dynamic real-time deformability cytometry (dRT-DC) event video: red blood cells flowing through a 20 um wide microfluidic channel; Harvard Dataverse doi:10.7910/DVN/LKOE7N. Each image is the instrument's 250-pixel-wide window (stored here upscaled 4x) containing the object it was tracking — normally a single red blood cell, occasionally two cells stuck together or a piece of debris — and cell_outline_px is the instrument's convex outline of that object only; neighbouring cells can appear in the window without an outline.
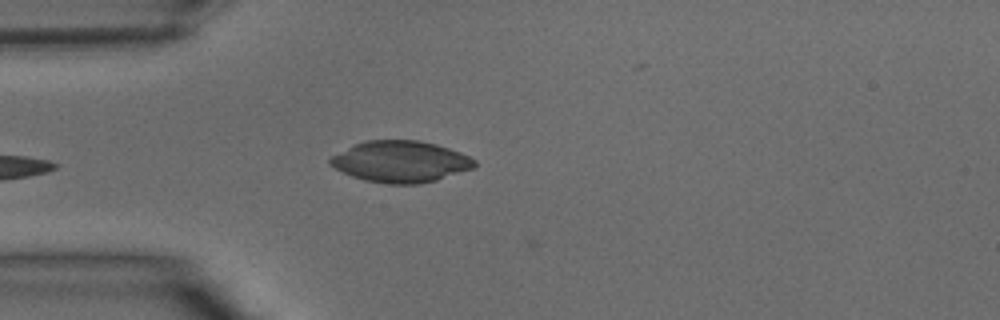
{"species": "common noctule bat (a hibernating species)", "species_latin": "Nyctalus noctula", "temperature_condition": "warm", "stored_images_in_passage": 6, "camera_frame_rate_fps": 3000, "um_per_image_px": 0.085, "animal": {"sex": "male", "body_mass_g": 15.6}, "frame": {"image": 1, "passage_image": 5, "time_ms": 1.333, "image_size_px": [1000, 320], "cell_outline_px": [[476, 164], [472, 168], [436, 180], [420, 184], [388, 184], [364, 180], [352, 176], [328, 164], [328, 160], [332, 156], [352, 144], [364, 140], [420, 140], [436, 144], [460, 152], [476, 160]], "centroid_in_image_um": [34.02, 13.73], "position_along_channel_um": 51.0, "area_um2": 34.8}}